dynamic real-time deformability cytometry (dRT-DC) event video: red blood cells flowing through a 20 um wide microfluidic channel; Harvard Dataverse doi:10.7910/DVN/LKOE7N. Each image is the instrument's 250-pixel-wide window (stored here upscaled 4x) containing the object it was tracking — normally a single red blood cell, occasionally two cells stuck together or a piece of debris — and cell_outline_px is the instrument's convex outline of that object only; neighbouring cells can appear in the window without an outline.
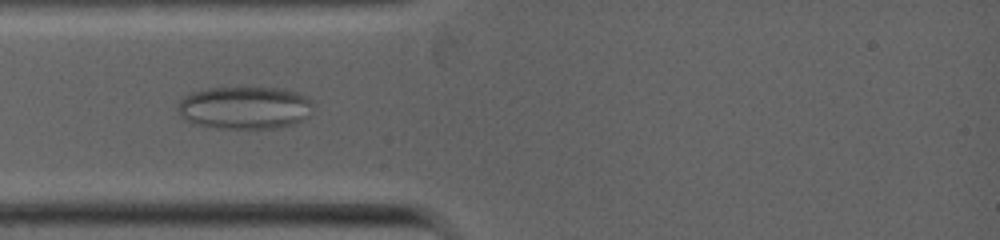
{"species": "common noctule bat (a hibernating species)", "species_latin": "Nyctalus noctula", "temperature_condition": "warm", "stored_images_in_passage": 43, "camera_frame_rate_fps": 5000, "um_per_image_px": 0.085, "animal": {"sex": "female", "body_mass_g": 19.0, "forearm_length_mm": 53.3}, "frame": {"image": 1, "passage_image": 10, "time_ms": 2.2, "image_size_px": [1000, 240], "cell_outline_px": [[312, 104], [308, 116], [292, 124], [276, 128], [216, 128], [192, 124], [184, 120], [176, 112], [176, 104], [184, 96], [192, 92], [208, 88], [284, 88], [296, 92], [312, 100]], "centroid_in_image_um": [20.72, 9.16], "position_along_channel_um": 64.3, "area_um2": 33.87}}
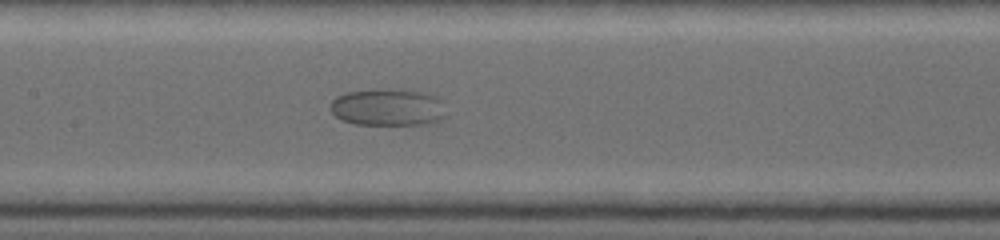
{"frame": {"image": 2, "passage_image": 20, "time_ms": 4.6, "image_size_px": [1000, 240], "cell_outline_px": [[444, 116], [440, 120], [424, 124], [356, 124], [344, 120], [336, 116], [332, 112], [332, 100], [336, 96], [348, 92], [420, 92], [432, 96], [440, 100]], "centroid_in_image_um": [32.94, 9.18], "position_along_channel_um": 174.5, "area_um2": 23.35}}
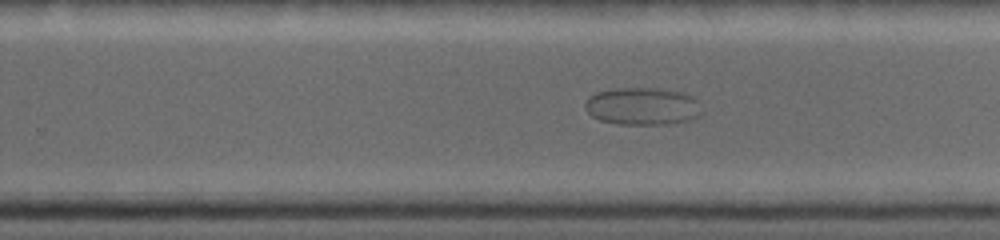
{"frame": {"image": 3, "passage_image": 29, "time_ms": 6.8, "image_size_px": [1000, 240], "cell_outline_px": [[704, 112], [700, 116], [692, 120], [664, 124], [620, 124], [600, 120], [592, 116], [584, 108], [584, 104], [588, 96], [596, 92], [616, 88], [660, 88], [680, 92], [692, 96], [700, 100]], "centroid_in_image_um": [54.66, 9.03], "position_along_channel_um": 275.1, "area_um2": 25.95}}